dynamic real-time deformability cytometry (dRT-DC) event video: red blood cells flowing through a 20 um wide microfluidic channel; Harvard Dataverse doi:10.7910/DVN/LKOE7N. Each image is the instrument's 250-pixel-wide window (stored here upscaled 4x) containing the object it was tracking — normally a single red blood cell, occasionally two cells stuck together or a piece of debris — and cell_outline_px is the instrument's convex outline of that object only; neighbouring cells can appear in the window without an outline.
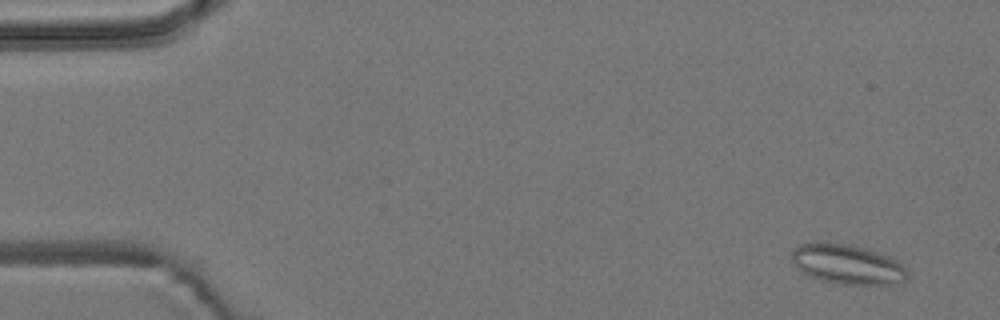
{"species": "common noctule bat (a hibernating species)", "species_latin": "Nyctalus noctula", "temperature_condition": "room temperature", "stored_images_in_passage": 56, "camera_frame_rate_fps": 3000, "um_per_image_px": 0.085, "animal": {"sex": "male", "body_mass_g": 19.2, "forearm_length_mm": 51.8}, "frame": {"image": 1, "passage_image": 4, "time_ms": 1.0, "image_size_px": [1000, 320], "cell_outline_px": [[908, 276], [904, 280], [892, 284], [836, 284], [820, 280], [796, 268], [792, 260], [792, 248], [800, 244], [844, 244], [876, 252], [888, 256], [896, 260], [904, 268]], "centroid_in_image_um": [72.0, 22.49], "position_along_channel_um": 13.0, "area_um2": 25.95}}
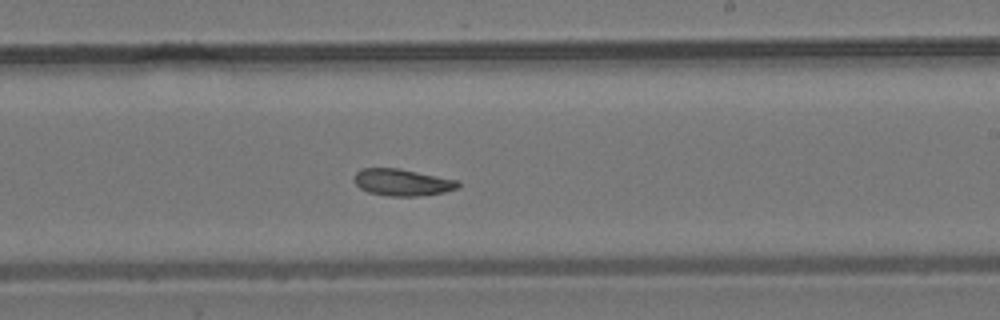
{"frame": {"image": 2, "passage_image": 33, "time_ms": 10.667, "image_size_px": [1000, 320], "cell_outline_px": [[460, 188], [444, 192], [416, 196], [388, 196], [368, 192], [360, 188], [356, 184], [356, 172], [360, 168], [400, 168], [460, 180]], "centroid_in_image_um": [34.25, 15.49], "position_along_channel_um": 254.7, "area_um2": 16.36}}
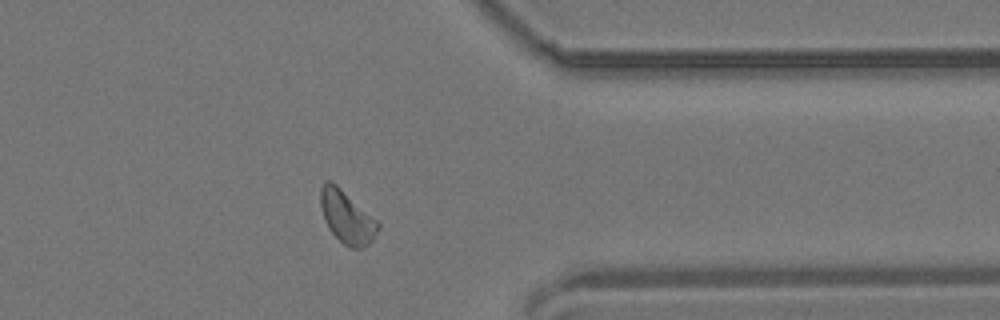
{"frame": {"image": 3, "passage_image": 44, "time_ms": 14.333, "image_size_px": [1000, 320], "cell_outline_px": [[380, 228], [372, 240], [368, 244], [360, 248], [348, 248], [328, 228], [320, 204], [320, 188], [324, 180], [328, 180], [336, 184], [376, 220], [380, 224]], "centroid_in_image_um": [29.47, 18.44], "position_along_channel_um": 381.9, "area_um2": 17.28}, "authors_computed_cell_mechanics": {"area_um2": 17.2822, "velocity_mm_per_s": 3.778, "shape_relaxation_time_tau1_ms": null, "shape_relaxation_time_tau2_ms": 4.3997, "deformation_change_tau1": null, "deformation_change_tau2": 0.1092}}